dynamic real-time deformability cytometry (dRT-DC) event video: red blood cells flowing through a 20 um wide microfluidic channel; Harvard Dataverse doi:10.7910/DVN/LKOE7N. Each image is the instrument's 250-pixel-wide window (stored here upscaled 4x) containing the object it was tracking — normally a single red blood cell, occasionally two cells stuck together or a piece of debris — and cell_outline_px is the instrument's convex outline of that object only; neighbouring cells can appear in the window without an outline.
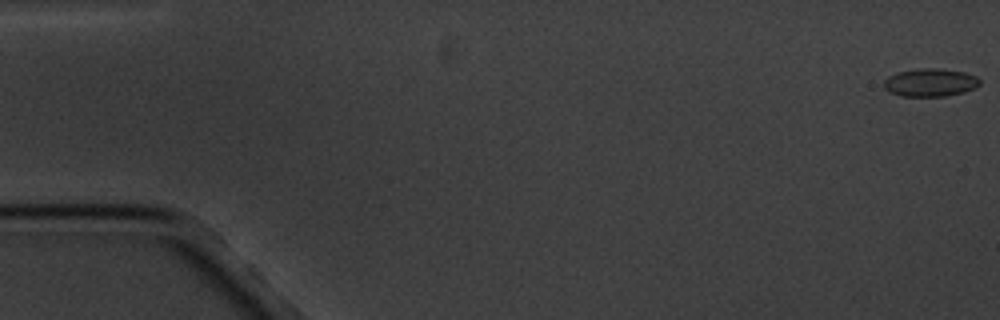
{"species": "common noctule bat (a hibernating species)", "species_latin": "Nyctalus noctula", "temperature_condition": "cold", "stored_images_in_passage": 17, "camera_frame_rate_fps": 3000, "um_per_image_px": 0.085, "animal": {"sex": "male", "body_mass_g": 20.1, "forearm_length_mm": 53.5}, "frame": {"image": 1, "passage_image": 1, "time_ms": 0.0, "image_size_px": [1000, 320], "cell_outline_px": [[980, 84], [976, 88], [964, 92], [944, 96], [900, 96], [888, 92], [884, 88], [884, 80], [888, 76], [896, 72], [916, 68], [940, 68], [964, 72], [976, 76], [980, 80]], "centroid_in_image_um": [79.05, 7.01], "position_along_channel_um": 5.9, "area_um2": 15.9}}
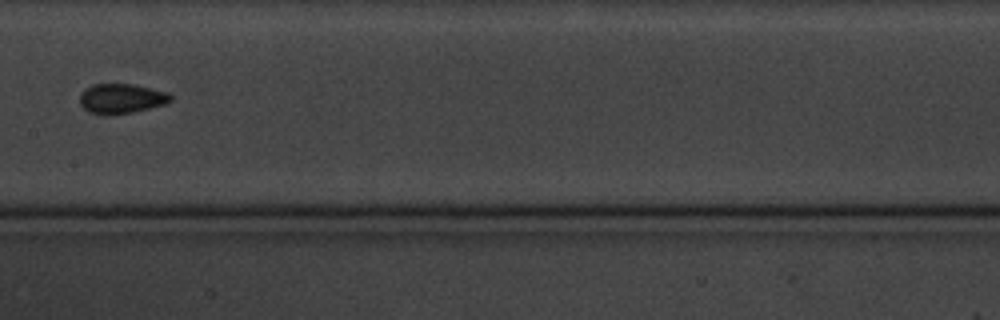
{"frame": {"image": 2, "passage_image": 9, "time_ms": 9.667, "image_size_px": [1000, 320], "cell_outline_px": [[172, 100], [164, 104], [132, 112], [112, 116], [108, 116], [88, 112], [80, 104], [80, 96], [84, 88], [92, 84], [132, 84], [168, 92], [172, 96]], "centroid_in_image_um": [10.28, 8.39], "position_along_channel_um": 197.1, "area_um2": 15.9}}
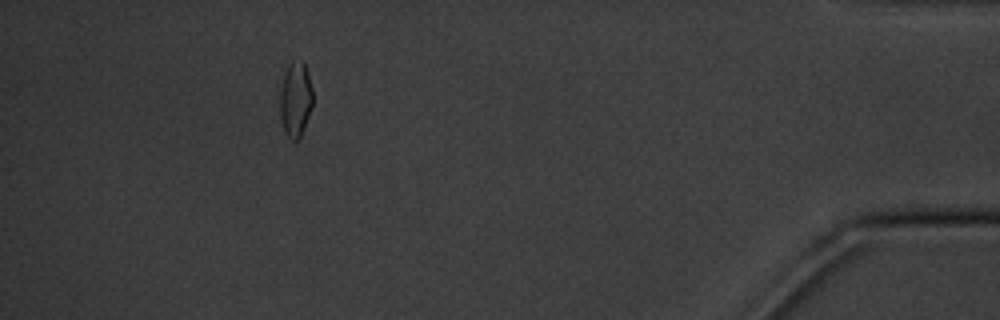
{"frame": {"image": 3, "passage_image": 16, "time_ms": 17.667, "image_size_px": [1000, 320], "cell_outline_px": [[312, 108], [304, 128], [300, 136], [296, 140], [292, 140], [284, 132], [280, 116], [280, 88], [284, 72], [288, 64], [292, 60], [304, 60], [312, 88]], "centroid_in_image_um": [25.11, 8.4], "position_along_channel_um": 410.1, "area_um2": 14.57}, "authors_computed_cell_mechanics": {"area_um2": 15.1436, "velocity_mm_per_s": 3.3949, "shape_relaxation_time_tau1_ms": 3.4279, "shape_relaxation_time_tau2_ms": 1.1993, "deformation_change_tau1": 0.0909, "deformation_change_tau2": 0.0591}}